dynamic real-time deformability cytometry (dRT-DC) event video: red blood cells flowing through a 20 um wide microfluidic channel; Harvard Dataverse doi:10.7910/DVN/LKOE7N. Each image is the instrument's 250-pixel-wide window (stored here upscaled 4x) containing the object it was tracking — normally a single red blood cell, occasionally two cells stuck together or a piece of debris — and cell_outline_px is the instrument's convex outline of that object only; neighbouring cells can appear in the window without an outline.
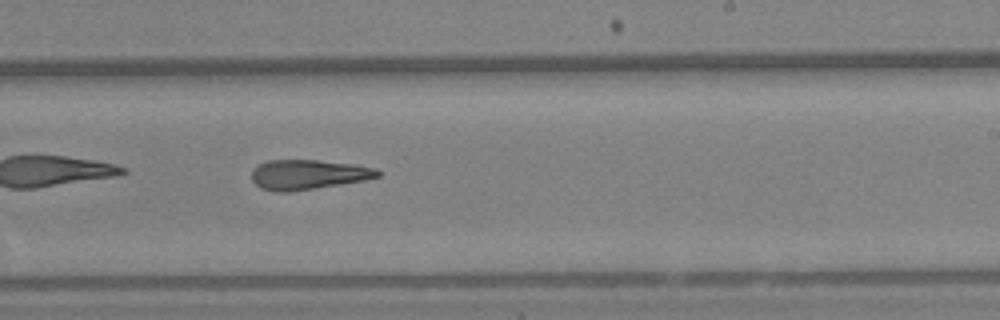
{"species": "Egyptian fruit bat (a non-hibernating species)", "species_latin": "Rousettus aegyptiacus", "temperature_condition": "warm", "stored_images_in_passage": 42, "camera_frame_rate_fps": 3000, "um_per_image_px": 0.085, "animal": {"sex": "female"}, "frame": {"image": 1, "passage_image": 19, "time_ms": 6.0, "image_size_px": [1000, 320], "cell_outline_px": [[380, 176], [364, 180], [340, 184], [288, 192], [276, 192], [260, 188], [252, 180], [252, 172], [260, 164], [268, 160], [316, 160], [352, 164], [376, 168], [380, 172]], "centroid_in_image_um": [26.18, 14.84], "position_along_channel_um": 262.8, "area_um2": 21.62}, "authors_computed_cell_mechanics": {"area_um2": 21.9351, "velocity_mm_per_s": 3.4132, "shape_relaxation_time_tau1_ms": 9.3778, "shape_relaxation_time_tau2_ms": 7.6592, "deformation_change_tau1": 0.2246, "deformation_change_tau2": 0.2314}}